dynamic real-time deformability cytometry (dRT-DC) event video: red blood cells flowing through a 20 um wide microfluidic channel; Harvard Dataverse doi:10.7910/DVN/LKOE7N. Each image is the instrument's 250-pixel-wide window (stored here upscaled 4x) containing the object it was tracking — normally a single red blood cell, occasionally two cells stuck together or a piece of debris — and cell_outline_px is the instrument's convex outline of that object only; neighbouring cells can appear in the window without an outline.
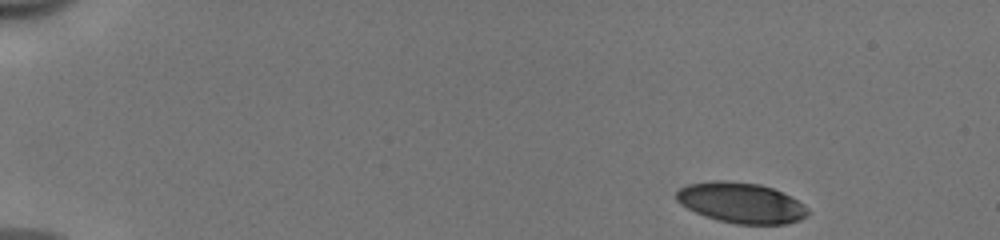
{"species": "human", "species_latin": "Homo sapiens", "temperature_condition": "cold", "stored_images_in_passage": 47, "camera_frame_rate_fps": 3000, "um_per_image_px": 0.085, "donor": {"sex": "male"}, "frame": {"image": 1, "passage_image": 1, "time_ms": 0.0, "image_size_px": [1000, 240], "cell_outline_px": [[808, 216], [800, 220], [784, 224], [736, 224], [704, 216], [680, 204], [676, 200], [676, 192], [680, 188], [688, 184], [712, 180], [724, 180], [760, 184], [772, 188], [804, 204], [808, 208]], "centroid_in_image_um": [62.98, 17.24], "position_along_channel_um": 22.0, "area_um2": 30.92}}
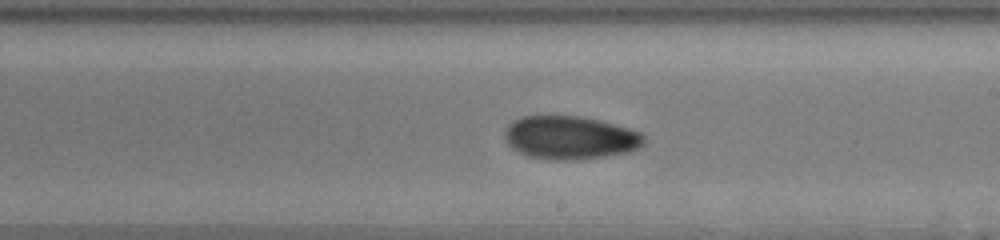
{"frame": {"image": 2, "passage_image": 27, "time_ms": 8.667, "image_size_px": [1000, 240], "cell_outline_px": [[648, 140], [640, 148], [628, 152], [604, 156], [576, 160], [548, 160], [528, 156], [512, 148], [504, 140], [504, 132], [508, 124], [512, 120], [520, 116], [580, 116], [600, 120], [628, 128], [640, 132]], "centroid_in_image_um": [48.45, 11.7], "position_along_channel_um": 240.6, "area_um2": 35.49}}
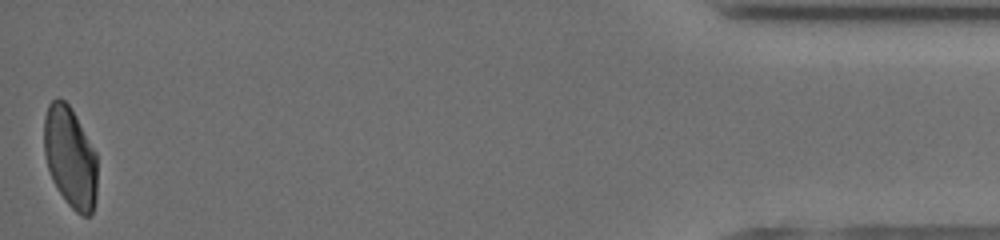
{"frame": {"image": 3, "passage_image": 47, "time_ms": 15.333, "image_size_px": [1000, 240], "cell_outline_px": [[96, 196], [92, 212], [88, 216], [80, 216], [68, 204], [52, 180], [48, 168], [44, 152], [44, 116], [48, 104], [52, 100], [60, 96], [72, 108], [96, 152]], "centroid_in_image_um": [5.96, 13.33], "position_along_channel_um": 429.2, "area_um2": 31.44}, "authors_computed_cell_mechanics": {"area_um2": 33.1772, "velocity_mm_per_s": 3.9745, "shape_relaxation_time_tau1_ms": 5.7412, "shape_relaxation_time_tau2_ms": 6.9128, "deformation_change_tau1": 0.1809, "deformation_change_tau2": 0.0843}}